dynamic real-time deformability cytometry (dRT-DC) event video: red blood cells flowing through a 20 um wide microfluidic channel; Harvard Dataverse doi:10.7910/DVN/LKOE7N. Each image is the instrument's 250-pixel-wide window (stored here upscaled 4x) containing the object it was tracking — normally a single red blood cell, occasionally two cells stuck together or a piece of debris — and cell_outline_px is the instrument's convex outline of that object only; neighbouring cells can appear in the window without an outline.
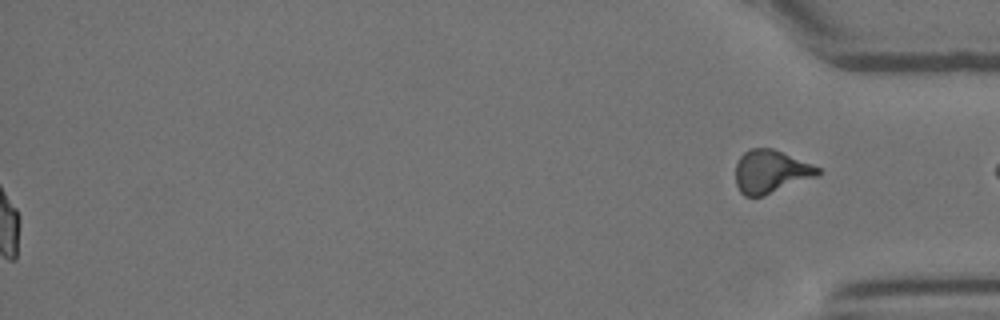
{"species": "Egyptian fruit bat (a non-hibernating species)", "species_latin": "Rousettus aegyptiacus", "temperature_condition": "room temperature", "stored_images_in_passage": 57, "segment_of_instrument_passage": [2, 2], "camera_frame_rate_fps": 3000, "um_per_image_px": 0.085, "animal": {"sex": "female"}, "frame": {"image": 1, "passage_image": 57, "time_ms": 18.667, "image_size_px": [1000, 320], "cell_outline_px": [[820, 172], [816, 176], [764, 196], [744, 196], [740, 192], [736, 184], [736, 164], [740, 156], [748, 148], [772, 148], [812, 164], [820, 168]], "centroid_in_image_um": [65.48, 14.58], "position_along_channel_um": 369.7, "area_um2": 20.52}}